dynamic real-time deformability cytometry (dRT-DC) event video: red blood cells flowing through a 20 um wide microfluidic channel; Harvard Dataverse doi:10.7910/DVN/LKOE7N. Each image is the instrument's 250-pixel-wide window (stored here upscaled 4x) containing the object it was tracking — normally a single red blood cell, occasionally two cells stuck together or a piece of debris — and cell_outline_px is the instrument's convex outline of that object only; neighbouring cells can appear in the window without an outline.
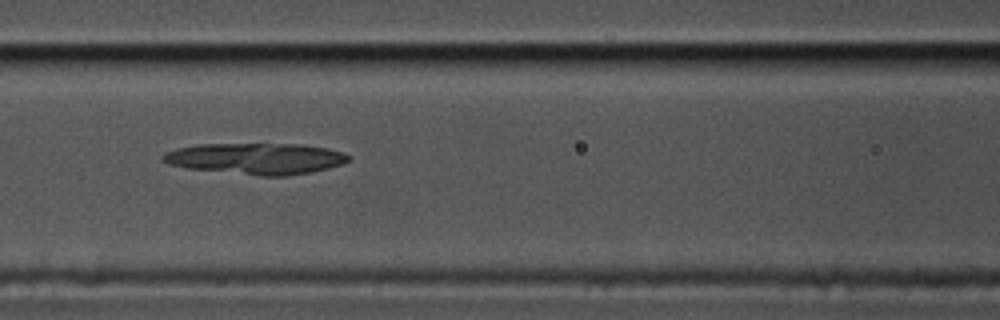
{"species": "common noctule bat (a hibernating species)", "species_latin": "Nyctalus noctula", "temperature_condition": "cold", "stored_images_in_passage": 51, "camera_frame_rate_fps": 3000, "um_per_image_px": 0.085, "animal": {"sex": "male", "body_mass_g": 17.5, "forearm_length_mm": 52.3}, "frame": {"image": 1, "passage_image": 24, "time_ms": 7.667, "image_size_px": [1000, 320], "cell_outline_px": [[352, 160], [344, 164], [312, 172], [288, 176], [260, 176], [188, 168], [168, 164], [160, 156], [176, 148], [196, 144], [300, 144], [324, 148], [344, 152], [352, 156]], "centroid_in_image_um": [21.82, 13.48], "position_along_channel_um": 144.8, "area_um2": 33.93}}
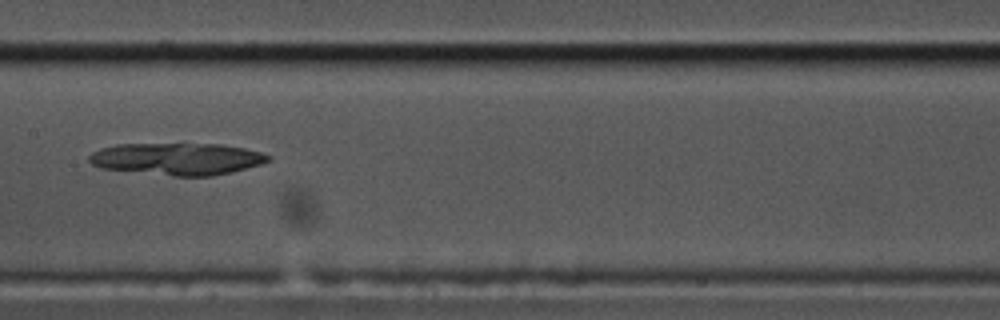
{"frame": {"image": 2, "passage_image": 28, "time_ms": 9.0, "image_size_px": [1000, 320], "cell_outline_px": [[272, 156], [268, 160], [260, 164], [212, 176], [172, 176], [100, 168], [92, 164], [88, 160], [88, 156], [92, 152], [100, 148], [116, 144], [220, 144], [244, 148], [260, 152]], "centroid_in_image_um": [15.0, 13.5], "position_along_channel_um": 192.4, "area_um2": 33.29}}
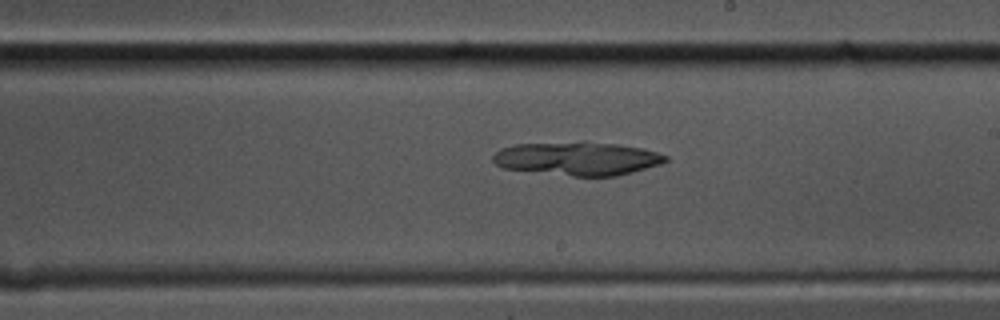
{"frame": {"image": 3, "passage_image": 32, "time_ms": 10.333, "image_size_px": [1000, 320], "cell_outline_px": [[668, 160], [660, 164], [632, 172], [616, 176], [572, 176], [504, 168], [496, 164], [492, 160], [492, 156], [500, 148], [516, 144], [584, 140], [616, 144], [640, 148], [656, 152], [668, 156]], "centroid_in_image_um": [49.06, 13.45], "position_along_channel_um": 239.9, "area_um2": 33.93}}